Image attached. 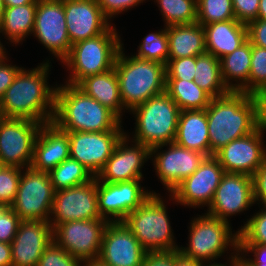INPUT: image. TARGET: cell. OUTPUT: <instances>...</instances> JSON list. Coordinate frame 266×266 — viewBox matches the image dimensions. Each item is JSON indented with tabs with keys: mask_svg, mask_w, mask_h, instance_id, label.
<instances>
[{
	"mask_svg": "<svg viewBox=\"0 0 266 266\" xmlns=\"http://www.w3.org/2000/svg\"><path fill=\"white\" fill-rule=\"evenodd\" d=\"M254 204L252 177L242 173L225 172L206 214L230 222V216H236Z\"/></svg>",
	"mask_w": 266,
	"mask_h": 266,
	"instance_id": "19",
	"label": "cell"
},
{
	"mask_svg": "<svg viewBox=\"0 0 266 266\" xmlns=\"http://www.w3.org/2000/svg\"><path fill=\"white\" fill-rule=\"evenodd\" d=\"M70 141V157L82 164L96 177L112 155L124 130L106 132L65 131Z\"/></svg>",
	"mask_w": 266,
	"mask_h": 266,
	"instance_id": "15",
	"label": "cell"
},
{
	"mask_svg": "<svg viewBox=\"0 0 266 266\" xmlns=\"http://www.w3.org/2000/svg\"><path fill=\"white\" fill-rule=\"evenodd\" d=\"M5 3H4V0H0V24L3 20V16H4V12H5Z\"/></svg>",
	"mask_w": 266,
	"mask_h": 266,
	"instance_id": "58",
	"label": "cell"
},
{
	"mask_svg": "<svg viewBox=\"0 0 266 266\" xmlns=\"http://www.w3.org/2000/svg\"><path fill=\"white\" fill-rule=\"evenodd\" d=\"M68 133L53 122L42 124L34 143L31 168L49 173L70 157Z\"/></svg>",
	"mask_w": 266,
	"mask_h": 266,
	"instance_id": "24",
	"label": "cell"
},
{
	"mask_svg": "<svg viewBox=\"0 0 266 266\" xmlns=\"http://www.w3.org/2000/svg\"><path fill=\"white\" fill-rule=\"evenodd\" d=\"M6 7L20 6L29 3H38V0H4Z\"/></svg>",
	"mask_w": 266,
	"mask_h": 266,
	"instance_id": "54",
	"label": "cell"
},
{
	"mask_svg": "<svg viewBox=\"0 0 266 266\" xmlns=\"http://www.w3.org/2000/svg\"><path fill=\"white\" fill-rule=\"evenodd\" d=\"M206 52L219 60L238 49L247 39V26L236 19L203 25Z\"/></svg>",
	"mask_w": 266,
	"mask_h": 266,
	"instance_id": "25",
	"label": "cell"
},
{
	"mask_svg": "<svg viewBox=\"0 0 266 266\" xmlns=\"http://www.w3.org/2000/svg\"><path fill=\"white\" fill-rule=\"evenodd\" d=\"M246 26L248 41L252 45L266 48V20L256 19Z\"/></svg>",
	"mask_w": 266,
	"mask_h": 266,
	"instance_id": "46",
	"label": "cell"
},
{
	"mask_svg": "<svg viewBox=\"0 0 266 266\" xmlns=\"http://www.w3.org/2000/svg\"><path fill=\"white\" fill-rule=\"evenodd\" d=\"M260 0H232L235 18L238 22L248 24L257 19Z\"/></svg>",
	"mask_w": 266,
	"mask_h": 266,
	"instance_id": "42",
	"label": "cell"
},
{
	"mask_svg": "<svg viewBox=\"0 0 266 266\" xmlns=\"http://www.w3.org/2000/svg\"><path fill=\"white\" fill-rule=\"evenodd\" d=\"M194 82L212 98L222 97L231 92L223 82L220 60L207 52L196 56Z\"/></svg>",
	"mask_w": 266,
	"mask_h": 266,
	"instance_id": "31",
	"label": "cell"
},
{
	"mask_svg": "<svg viewBox=\"0 0 266 266\" xmlns=\"http://www.w3.org/2000/svg\"><path fill=\"white\" fill-rule=\"evenodd\" d=\"M116 30L111 25L103 34L71 46L69 55L61 62L71 70L68 82L65 83L77 85L88 76L114 68L115 60L123 45Z\"/></svg>",
	"mask_w": 266,
	"mask_h": 266,
	"instance_id": "5",
	"label": "cell"
},
{
	"mask_svg": "<svg viewBox=\"0 0 266 266\" xmlns=\"http://www.w3.org/2000/svg\"><path fill=\"white\" fill-rule=\"evenodd\" d=\"M166 31L169 47L168 59L196 57L206 52L204 28L198 22L167 26Z\"/></svg>",
	"mask_w": 266,
	"mask_h": 266,
	"instance_id": "28",
	"label": "cell"
},
{
	"mask_svg": "<svg viewBox=\"0 0 266 266\" xmlns=\"http://www.w3.org/2000/svg\"><path fill=\"white\" fill-rule=\"evenodd\" d=\"M10 208L11 206L0 203V215H4Z\"/></svg>",
	"mask_w": 266,
	"mask_h": 266,
	"instance_id": "60",
	"label": "cell"
},
{
	"mask_svg": "<svg viewBox=\"0 0 266 266\" xmlns=\"http://www.w3.org/2000/svg\"><path fill=\"white\" fill-rule=\"evenodd\" d=\"M174 142L181 147L201 152L210 157L206 109L180 112Z\"/></svg>",
	"mask_w": 266,
	"mask_h": 266,
	"instance_id": "26",
	"label": "cell"
},
{
	"mask_svg": "<svg viewBox=\"0 0 266 266\" xmlns=\"http://www.w3.org/2000/svg\"><path fill=\"white\" fill-rule=\"evenodd\" d=\"M266 91V48L251 44L249 82L239 91L260 96Z\"/></svg>",
	"mask_w": 266,
	"mask_h": 266,
	"instance_id": "36",
	"label": "cell"
},
{
	"mask_svg": "<svg viewBox=\"0 0 266 266\" xmlns=\"http://www.w3.org/2000/svg\"><path fill=\"white\" fill-rule=\"evenodd\" d=\"M53 239L49 221L21 220L11 242L12 266H37Z\"/></svg>",
	"mask_w": 266,
	"mask_h": 266,
	"instance_id": "22",
	"label": "cell"
},
{
	"mask_svg": "<svg viewBox=\"0 0 266 266\" xmlns=\"http://www.w3.org/2000/svg\"><path fill=\"white\" fill-rule=\"evenodd\" d=\"M239 244L266 245V207L247 219L238 229Z\"/></svg>",
	"mask_w": 266,
	"mask_h": 266,
	"instance_id": "38",
	"label": "cell"
},
{
	"mask_svg": "<svg viewBox=\"0 0 266 266\" xmlns=\"http://www.w3.org/2000/svg\"><path fill=\"white\" fill-rule=\"evenodd\" d=\"M165 92L181 111L206 109L212 99L194 80H166Z\"/></svg>",
	"mask_w": 266,
	"mask_h": 266,
	"instance_id": "32",
	"label": "cell"
},
{
	"mask_svg": "<svg viewBox=\"0 0 266 266\" xmlns=\"http://www.w3.org/2000/svg\"><path fill=\"white\" fill-rule=\"evenodd\" d=\"M260 116H261V126L266 131V91H264L260 96Z\"/></svg>",
	"mask_w": 266,
	"mask_h": 266,
	"instance_id": "52",
	"label": "cell"
},
{
	"mask_svg": "<svg viewBox=\"0 0 266 266\" xmlns=\"http://www.w3.org/2000/svg\"><path fill=\"white\" fill-rule=\"evenodd\" d=\"M147 253L123 221L107 224L98 258L103 263L109 266H142Z\"/></svg>",
	"mask_w": 266,
	"mask_h": 266,
	"instance_id": "21",
	"label": "cell"
},
{
	"mask_svg": "<svg viewBox=\"0 0 266 266\" xmlns=\"http://www.w3.org/2000/svg\"><path fill=\"white\" fill-rule=\"evenodd\" d=\"M237 266H250V265L237 253Z\"/></svg>",
	"mask_w": 266,
	"mask_h": 266,
	"instance_id": "59",
	"label": "cell"
},
{
	"mask_svg": "<svg viewBox=\"0 0 266 266\" xmlns=\"http://www.w3.org/2000/svg\"><path fill=\"white\" fill-rule=\"evenodd\" d=\"M198 216L190 222L188 246L178 249L182 255L205 264L214 263L228 247L238 251L239 233H232L230 222L206 213Z\"/></svg>",
	"mask_w": 266,
	"mask_h": 266,
	"instance_id": "8",
	"label": "cell"
},
{
	"mask_svg": "<svg viewBox=\"0 0 266 266\" xmlns=\"http://www.w3.org/2000/svg\"><path fill=\"white\" fill-rule=\"evenodd\" d=\"M220 64L224 84L230 91H240L249 82L251 43L247 40L234 52L222 57Z\"/></svg>",
	"mask_w": 266,
	"mask_h": 266,
	"instance_id": "30",
	"label": "cell"
},
{
	"mask_svg": "<svg viewBox=\"0 0 266 266\" xmlns=\"http://www.w3.org/2000/svg\"><path fill=\"white\" fill-rule=\"evenodd\" d=\"M76 86L111 110L120 120L122 119V111L125 112V107L120 97L119 80L115 68L88 76Z\"/></svg>",
	"mask_w": 266,
	"mask_h": 266,
	"instance_id": "27",
	"label": "cell"
},
{
	"mask_svg": "<svg viewBox=\"0 0 266 266\" xmlns=\"http://www.w3.org/2000/svg\"><path fill=\"white\" fill-rule=\"evenodd\" d=\"M37 3L6 7L0 24V33L5 35L10 43L18 44L28 35H32Z\"/></svg>",
	"mask_w": 266,
	"mask_h": 266,
	"instance_id": "29",
	"label": "cell"
},
{
	"mask_svg": "<svg viewBox=\"0 0 266 266\" xmlns=\"http://www.w3.org/2000/svg\"><path fill=\"white\" fill-rule=\"evenodd\" d=\"M83 266H109L105 263H103L101 260L94 259L83 263Z\"/></svg>",
	"mask_w": 266,
	"mask_h": 266,
	"instance_id": "56",
	"label": "cell"
},
{
	"mask_svg": "<svg viewBox=\"0 0 266 266\" xmlns=\"http://www.w3.org/2000/svg\"><path fill=\"white\" fill-rule=\"evenodd\" d=\"M122 45L115 60L120 97L125 110L131 111L153 96L165 92V65L152 60L125 56ZM128 57V58H127Z\"/></svg>",
	"mask_w": 266,
	"mask_h": 266,
	"instance_id": "4",
	"label": "cell"
},
{
	"mask_svg": "<svg viewBox=\"0 0 266 266\" xmlns=\"http://www.w3.org/2000/svg\"><path fill=\"white\" fill-rule=\"evenodd\" d=\"M197 21L201 25L236 19L232 0H196Z\"/></svg>",
	"mask_w": 266,
	"mask_h": 266,
	"instance_id": "35",
	"label": "cell"
},
{
	"mask_svg": "<svg viewBox=\"0 0 266 266\" xmlns=\"http://www.w3.org/2000/svg\"><path fill=\"white\" fill-rule=\"evenodd\" d=\"M63 0H38L33 35L62 62L70 53Z\"/></svg>",
	"mask_w": 266,
	"mask_h": 266,
	"instance_id": "13",
	"label": "cell"
},
{
	"mask_svg": "<svg viewBox=\"0 0 266 266\" xmlns=\"http://www.w3.org/2000/svg\"><path fill=\"white\" fill-rule=\"evenodd\" d=\"M252 253L253 258H246L244 254ZM238 254L250 265V266H266V245L260 244H239ZM243 255V256H242Z\"/></svg>",
	"mask_w": 266,
	"mask_h": 266,
	"instance_id": "45",
	"label": "cell"
},
{
	"mask_svg": "<svg viewBox=\"0 0 266 266\" xmlns=\"http://www.w3.org/2000/svg\"><path fill=\"white\" fill-rule=\"evenodd\" d=\"M134 56L157 61L164 65L168 62L169 47L166 27L155 33H149L138 46Z\"/></svg>",
	"mask_w": 266,
	"mask_h": 266,
	"instance_id": "37",
	"label": "cell"
},
{
	"mask_svg": "<svg viewBox=\"0 0 266 266\" xmlns=\"http://www.w3.org/2000/svg\"><path fill=\"white\" fill-rule=\"evenodd\" d=\"M63 6L72 45L103 34L112 25L96 0H63Z\"/></svg>",
	"mask_w": 266,
	"mask_h": 266,
	"instance_id": "23",
	"label": "cell"
},
{
	"mask_svg": "<svg viewBox=\"0 0 266 266\" xmlns=\"http://www.w3.org/2000/svg\"><path fill=\"white\" fill-rule=\"evenodd\" d=\"M203 263L187 258L178 250L174 251V266H202Z\"/></svg>",
	"mask_w": 266,
	"mask_h": 266,
	"instance_id": "51",
	"label": "cell"
},
{
	"mask_svg": "<svg viewBox=\"0 0 266 266\" xmlns=\"http://www.w3.org/2000/svg\"><path fill=\"white\" fill-rule=\"evenodd\" d=\"M37 266H83V262L53 241L43 252Z\"/></svg>",
	"mask_w": 266,
	"mask_h": 266,
	"instance_id": "41",
	"label": "cell"
},
{
	"mask_svg": "<svg viewBox=\"0 0 266 266\" xmlns=\"http://www.w3.org/2000/svg\"><path fill=\"white\" fill-rule=\"evenodd\" d=\"M42 123L28 119L0 118V165L28 168Z\"/></svg>",
	"mask_w": 266,
	"mask_h": 266,
	"instance_id": "11",
	"label": "cell"
},
{
	"mask_svg": "<svg viewBox=\"0 0 266 266\" xmlns=\"http://www.w3.org/2000/svg\"><path fill=\"white\" fill-rule=\"evenodd\" d=\"M140 182L141 180H131L107 183L97 180V203L101 217L109 222L123 221L151 194H155L143 189Z\"/></svg>",
	"mask_w": 266,
	"mask_h": 266,
	"instance_id": "16",
	"label": "cell"
},
{
	"mask_svg": "<svg viewBox=\"0 0 266 266\" xmlns=\"http://www.w3.org/2000/svg\"><path fill=\"white\" fill-rule=\"evenodd\" d=\"M164 146H167L168 150L161 151ZM150 157H154L150 159H152L155 172L168 193L171 194L184 179L194 173L207 156L172 142L151 148Z\"/></svg>",
	"mask_w": 266,
	"mask_h": 266,
	"instance_id": "14",
	"label": "cell"
},
{
	"mask_svg": "<svg viewBox=\"0 0 266 266\" xmlns=\"http://www.w3.org/2000/svg\"><path fill=\"white\" fill-rule=\"evenodd\" d=\"M104 219L98 211L97 179L55 191L49 223L53 229L63 222Z\"/></svg>",
	"mask_w": 266,
	"mask_h": 266,
	"instance_id": "12",
	"label": "cell"
},
{
	"mask_svg": "<svg viewBox=\"0 0 266 266\" xmlns=\"http://www.w3.org/2000/svg\"><path fill=\"white\" fill-rule=\"evenodd\" d=\"M20 221L21 219L11 208L4 215H0V242L11 244Z\"/></svg>",
	"mask_w": 266,
	"mask_h": 266,
	"instance_id": "43",
	"label": "cell"
},
{
	"mask_svg": "<svg viewBox=\"0 0 266 266\" xmlns=\"http://www.w3.org/2000/svg\"><path fill=\"white\" fill-rule=\"evenodd\" d=\"M106 219L63 222L53 229V241L80 261L99 258Z\"/></svg>",
	"mask_w": 266,
	"mask_h": 266,
	"instance_id": "10",
	"label": "cell"
},
{
	"mask_svg": "<svg viewBox=\"0 0 266 266\" xmlns=\"http://www.w3.org/2000/svg\"><path fill=\"white\" fill-rule=\"evenodd\" d=\"M165 26L193 24L197 21L196 0H156Z\"/></svg>",
	"mask_w": 266,
	"mask_h": 266,
	"instance_id": "34",
	"label": "cell"
},
{
	"mask_svg": "<svg viewBox=\"0 0 266 266\" xmlns=\"http://www.w3.org/2000/svg\"><path fill=\"white\" fill-rule=\"evenodd\" d=\"M125 134L117 143L112 155L101 172L96 176L100 182L117 183L131 180H143L142 168L150 157L151 149L144 144L133 142Z\"/></svg>",
	"mask_w": 266,
	"mask_h": 266,
	"instance_id": "20",
	"label": "cell"
},
{
	"mask_svg": "<svg viewBox=\"0 0 266 266\" xmlns=\"http://www.w3.org/2000/svg\"><path fill=\"white\" fill-rule=\"evenodd\" d=\"M23 169L0 165V203L12 205Z\"/></svg>",
	"mask_w": 266,
	"mask_h": 266,
	"instance_id": "39",
	"label": "cell"
},
{
	"mask_svg": "<svg viewBox=\"0 0 266 266\" xmlns=\"http://www.w3.org/2000/svg\"><path fill=\"white\" fill-rule=\"evenodd\" d=\"M54 196L48 173L23 168L11 209L21 220L49 221Z\"/></svg>",
	"mask_w": 266,
	"mask_h": 266,
	"instance_id": "9",
	"label": "cell"
},
{
	"mask_svg": "<svg viewBox=\"0 0 266 266\" xmlns=\"http://www.w3.org/2000/svg\"><path fill=\"white\" fill-rule=\"evenodd\" d=\"M52 122L63 131L106 132L123 130L111 110L85 94L76 85L56 84Z\"/></svg>",
	"mask_w": 266,
	"mask_h": 266,
	"instance_id": "3",
	"label": "cell"
},
{
	"mask_svg": "<svg viewBox=\"0 0 266 266\" xmlns=\"http://www.w3.org/2000/svg\"><path fill=\"white\" fill-rule=\"evenodd\" d=\"M237 253L238 251H233L231 254V256L229 257V260L230 261V265L229 266H237ZM231 259V260H230ZM202 266H227V264H222V263H217V262H214V263H208V264H203Z\"/></svg>",
	"mask_w": 266,
	"mask_h": 266,
	"instance_id": "53",
	"label": "cell"
},
{
	"mask_svg": "<svg viewBox=\"0 0 266 266\" xmlns=\"http://www.w3.org/2000/svg\"><path fill=\"white\" fill-rule=\"evenodd\" d=\"M206 114L210 156L261 125L259 96L244 92L231 91L225 96L212 98Z\"/></svg>",
	"mask_w": 266,
	"mask_h": 266,
	"instance_id": "2",
	"label": "cell"
},
{
	"mask_svg": "<svg viewBox=\"0 0 266 266\" xmlns=\"http://www.w3.org/2000/svg\"><path fill=\"white\" fill-rule=\"evenodd\" d=\"M142 266H174V251L147 253Z\"/></svg>",
	"mask_w": 266,
	"mask_h": 266,
	"instance_id": "49",
	"label": "cell"
},
{
	"mask_svg": "<svg viewBox=\"0 0 266 266\" xmlns=\"http://www.w3.org/2000/svg\"><path fill=\"white\" fill-rule=\"evenodd\" d=\"M130 112L136 118L131 142L151 149L175 141L181 110L166 92L153 96Z\"/></svg>",
	"mask_w": 266,
	"mask_h": 266,
	"instance_id": "7",
	"label": "cell"
},
{
	"mask_svg": "<svg viewBox=\"0 0 266 266\" xmlns=\"http://www.w3.org/2000/svg\"><path fill=\"white\" fill-rule=\"evenodd\" d=\"M0 266H12L11 244L0 242Z\"/></svg>",
	"mask_w": 266,
	"mask_h": 266,
	"instance_id": "50",
	"label": "cell"
},
{
	"mask_svg": "<svg viewBox=\"0 0 266 266\" xmlns=\"http://www.w3.org/2000/svg\"><path fill=\"white\" fill-rule=\"evenodd\" d=\"M224 173L214 156L206 157L194 173L169 194L170 199L188 207H209Z\"/></svg>",
	"mask_w": 266,
	"mask_h": 266,
	"instance_id": "18",
	"label": "cell"
},
{
	"mask_svg": "<svg viewBox=\"0 0 266 266\" xmlns=\"http://www.w3.org/2000/svg\"><path fill=\"white\" fill-rule=\"evenodd\" d=\"M257 19L266 20V0L259 1V10Z\"/></svg>",
	"mask_w": 266,
	"mask_h": 266,
	"instance_id": "55",
	"label": "cell"
},
{
	"mask_svg": "<svg viewBox=\"0 0 266 266\" xmlns=\"http://www.w3.org/2000/svg\"><path fill=\"white\" fill-rule=\"evenodd\" d=\"M104 16L110 20L123 11L143 3L145 0H96Z\"/></svg>",
	"mask_w": 266,
	"mask_h": 266,
	"instance_id": "44",
	"label": "cell"
},
{
	"mask_svg": "<svg viewBox=\"0 0 266 266\" xmlns=\"http://www.w3.org/2000/svg\"><path fill=\"white\" fill-rule=\"evenodd\" d=\"M254 200L266 207V160L262 166L253 174ZM261 202V203H260Z\"/></svg>",
	"mask_w": 266,
	"mask_h": 266,
	"instance_id": "47",
	"label": "cell"
},
{
	"mask_svg": "<svg viewBox=\"0 0 266 266\" xmlns=\"http://www.w3.org/2000/svg\"><path fill=\"white\" fill-rule=\"evenodd\" d=\"M264 131L260 125L254 132L231 141L214 154L225 172L253 176L266 160Z\"/></svg>",
	"mask_w": 266,
	"mask_h": 266,
	"instance_id": "17",
	"label": "cell"
},
{
	"mask_svg": "<svg viewBox=\"0 0 266 266\" xmlns=\"http://www.w3.org/2000/svg\"><path fill=\"white\" fill-rule=\"evenodd\" d=\"M48 174L55 191L87 183L94 177L82 164L71 157Z\"/></svg>",
	"mask_w": 266,
	"mask_h": 266,
	"instance_id": "33",
	"label": "cell"
},
{
	"mask_svg": "<svg viewBox=\"0 0 266 266\" xmlns=\"http://www.w3.org/2000/svg\"><path fill=\"white\" fill-rule=\"evenodd\" d=\"M196 57L168 59L165 65L166 80H194Z\"/></svg>",
	"mask_w": 266,
	"mask_h": 266,
	"instance_id": "40",
	"label": "cell"
},
{
	"mask_svg": "<svg viewBox=\"0 0 266 266\" xmlns=\"http://www.w3.org/2000/svg\"><path fill=\"white\" fill-rule=\"evenodd\" d=\"M50 63L47 59L31 70L20 69L0 99L1 117L28 119L42 124L52 122L56 87H50L47 82Z\"/></svg>",
	"mask_w": 266,
	"mask_h": 266,
	"instance_id": "1",
	"label": "cell"
},
{
	"mask_svg": "<svg viewBox=\"0 0 266 266\" xmlns=\"http://www.w3.org/2000/svg\"><path fill=\"white\" fill-rule=\"evenodd\" d=\"M8 59L9 58L6 57L0 63V99L3 97L5 91L12 84L15 76L21 69V67L16 65L7 64Z\"/></svg>",
	"mask_w": 266,
	"mask_h": 266,
	"instance_id": "48",
	"label": "cell"
},
{
	"mask_svg": "<svg viewBox=\"0 0 266 266\" xmlns=\"http://www.w3.org/2000/svg\"><path fill=\"white\" fill-rule=\"evenodd\" d=\"M159 193L151 194L123 220L148 253L177 251L167 209Z\"/></svg>",
	"mask_w": 266,
	"mask_h": 266,
	"instance_id": "6",
	"label": "cell"
},
{
	"mask_svg": "<svg viewBox=\"0 0 266 266\" xmlns=\"http://www.w3.org/2000/svg\"><path fill=\"white\" fill-rule=\"evenodd\" d=\"M3 43H1L0 41V63L3 61V59H5L7 57L6 55V48L3 47L4 45H2Z\"/></svg>",
	"mask_w": 266,
	"mask_h": 266,
	"instance_id": "57",
	"label": "cell"
}]
</instances>
